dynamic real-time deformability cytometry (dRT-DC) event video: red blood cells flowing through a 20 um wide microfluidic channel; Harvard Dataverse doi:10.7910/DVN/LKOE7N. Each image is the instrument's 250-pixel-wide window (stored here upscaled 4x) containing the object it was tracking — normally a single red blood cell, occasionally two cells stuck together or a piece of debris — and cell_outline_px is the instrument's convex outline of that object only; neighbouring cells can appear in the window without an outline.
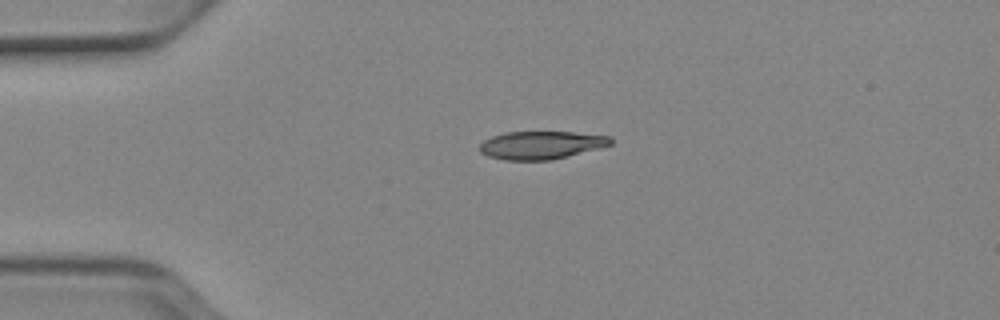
{"species": "Egyptian fruit bat (a non-hibernating species)", "species_latin": "Rousettus aegyptiacus", "temperature_condition": "cold", "stored_images_in_passage": 40, "camera_frame_rate_fps": 3000, "um_per_image_px": 0.085, "animal": {"sex": "female"}, "frame": {"image": 1, "passage_image": 1, "time_ms": 0.0, "image_size_px": [1000, 320], "cell_outline_px": [[612, 144], [600, 148], [552, 160], [504, 160], [488, 156], [480, 152], [480, 144], [484, 140], [492, 136], [504, 132], [572, 132], [612, 136]], "centroid_in_image_um": [46.01, 12.33], "position_along_channel_um": 39.0, "area_um2": 21.44}}
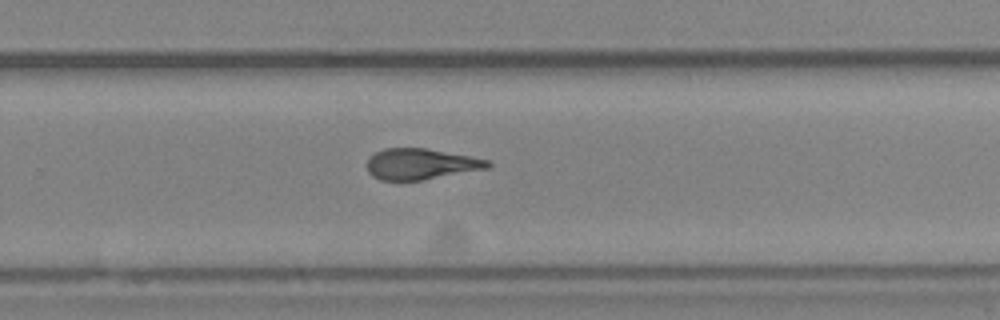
{"frame": {"image": 2, "passage_image": 23, "time_ms": 7.333, "image_size_px": [1000, 320], "cell_outline_px": [[492, 164], [488, 168], [420, 180], [380, 180], [372, 176], [368, 172], [368, 160], [376, 152], [384, 148], [424, 148], [492, 160]], "centroid_in_image_um": [35.78, 13.94], "position_along_channel_um": 294.0, "area_um2": 21.5}}
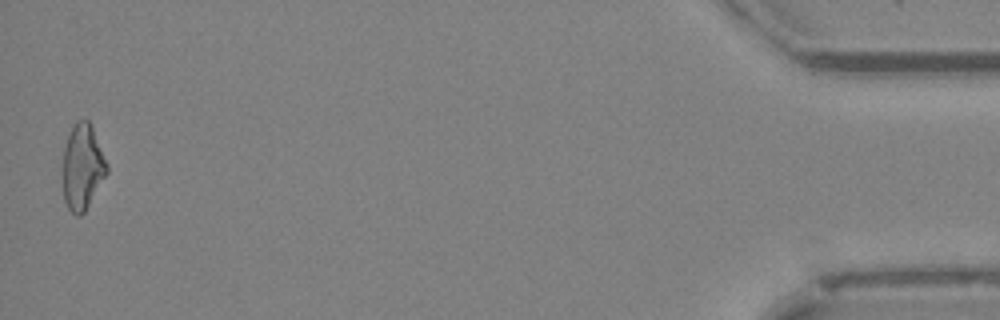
{"frame": {"image": 3, "passage_image": 40, "time_ms": 13.0, "image_size_px": [1000, 320], "cell_outline_px": [[108, 172], [84, 212], [80, 216], [76, 216], [68, 208], [64, 200], [60, 176], [64, 148], [68, 136], [76, 120], [88, 120], [92, 128], [108, 164]], "centroid_in_image_um": [6.96, 14.23], "position_along_channel_um": 428.2, "area_um2": 22.25}, "authors_computed_cell_mechanics": {"area_um2": 22.4842, "velocity_mm_per_s": 3.9204, "shape_relaxation_time_tau1_ms": 7.688, "shape_relaxation_time_tau2_ms": 1.716, "deformation_change_tau1": 0.1911, "deformation_change_tau2": 0.0728}}